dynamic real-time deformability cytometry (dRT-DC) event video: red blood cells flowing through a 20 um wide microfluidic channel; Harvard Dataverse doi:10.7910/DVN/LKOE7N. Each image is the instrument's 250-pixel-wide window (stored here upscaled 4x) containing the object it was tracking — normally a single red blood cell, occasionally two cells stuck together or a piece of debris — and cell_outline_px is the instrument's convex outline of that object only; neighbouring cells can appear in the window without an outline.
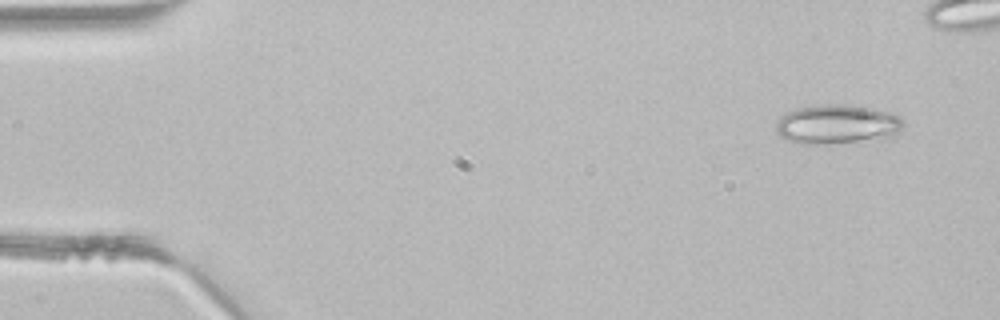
{"species": "common noctule bat (a hibernating species)", "species_latin": "Nyctalus noctula", "temperature_condition": "room temperature", "stored_images_in_passage": 6, "camera_frame_rate_fps": 3000, "um_per_image_px": 0.085, "animal": {"sex": "male", "body_mass_g": 21.5, "forearm_length_mm": 52.0}, "frame": {"image": 1, "passage_image": 1, "time_ms": 0.0, "image_size_px": [1000, 320], "cell_outline_px": [[904, 124], [900, 128], [884, 140], [828, 144], [800, 144], [788, 140], [780, 136], [776, 132], [776, 120], [780, 116], [796, 108], [820, 104], [844, 104], [868, 108], [888, 112], [900, 116], [904, 120]], "centroid_in_image_um": [71.13, 10.58], "position_along_channel_um": 13.9, "area_um2": 29.54}}
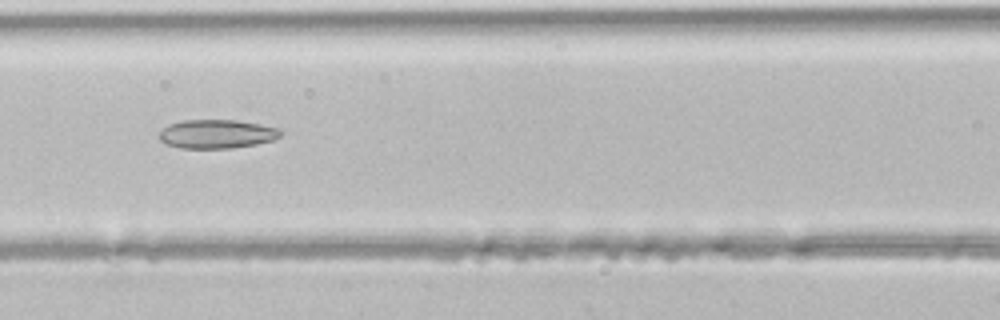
{"frame": {"image": 2, "passage_image": 5, "time_ms": 1.333, "image_size_px": [1000, 320], "cell_outline_px": [[284, 132], [280, 136], [272, 140], [256, 144], [232, 148], [180, 148], [164, 144], [160, 140], [160, 132], [168, 124], [184, 120], [236, 120], [260, 124], [280, 128]], "centroid_in_image_um": [18.44, 11.39], "position_along_channel_um": 148.2, "area_um2": 20.46}}
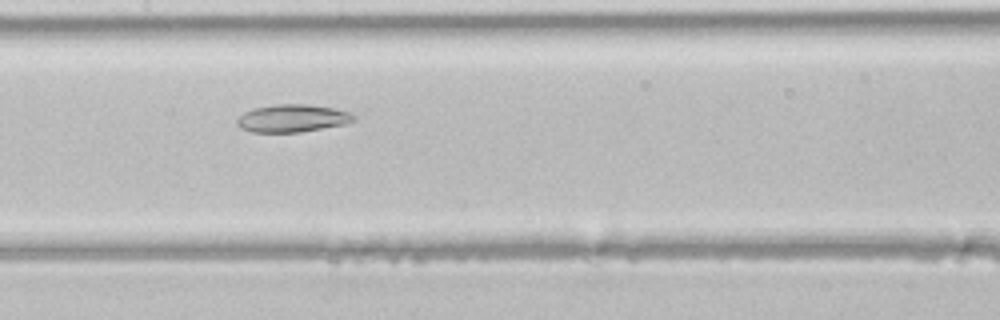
{"frame": {"image": 3, "passage_image": 6, "time_ms": 1.667, "image_size_px": [1000, 320], "cell_outline_px": [[356, 120], [344, 124], [300, 132], [252, 132], [240, 128], [236, 124], [236, 120], [244, 112], [252, 108], [276, 104], [308, 104], [332, 108], [352, 112], [356, 116]], "centroid_in_image_um": [24.85, 10.05], "position_along_channel_um": 182.6, "area_um2": 18.9}}